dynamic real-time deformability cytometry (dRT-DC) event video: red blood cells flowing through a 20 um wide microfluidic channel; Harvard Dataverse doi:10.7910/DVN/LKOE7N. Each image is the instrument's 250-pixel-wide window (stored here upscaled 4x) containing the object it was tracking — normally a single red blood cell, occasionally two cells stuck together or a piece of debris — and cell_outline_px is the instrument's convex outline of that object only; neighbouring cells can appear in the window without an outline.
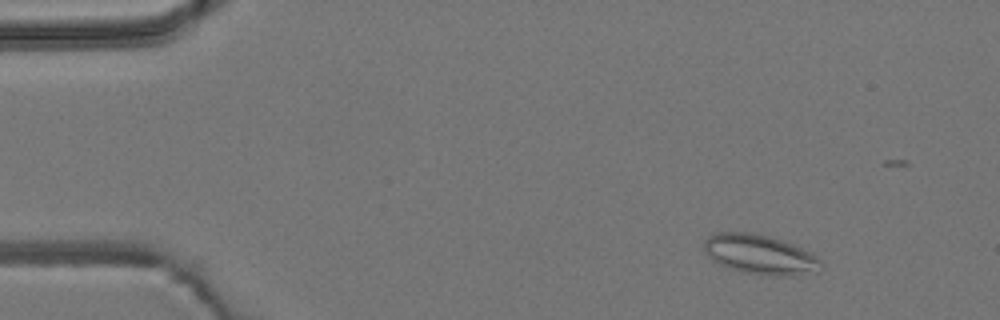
{"species": "common noctule bat (a hibernating species)", "species_latin": "Nyctalus noctula", "temperature_condition": "room temperature", "stored_images_in_passage": 5, "camera_frame_rate_fps": 3000, "um_per_image_px": 0.085, "animal": {"sex": "male", "body_mass_g": 19.2, "forearm_length_mm": 51.8}, "frame": {"image": 1, "passage_image": 1, "time_ms": 0.0, "image_size_px": [1000, 320], "cell_outline_px": [[824, 268], [816, 272], [788, 276], [776, 276], [744, 272], [720, 264], [712, 260], [704, 252], [704, 240], [708, 236], [716, 232], [748, 232], [768, 236], [792, 244], [812, 252], [824, 260]], "centroid_in_image_um": [64.65, 21.63], "position_along_channel_um": 20.3, "area_um2": 27.22}}
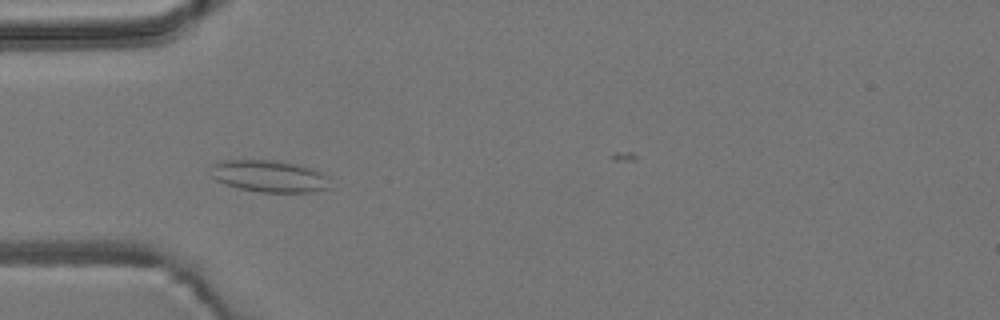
{"frame": {"image": 2, "passage_image": 4, "time_ms": 3.333, "image_size_px": [1000, 320], "cell_outline_px": [[328, 188], [312, 192], [260, 192], [240, 188], [216, 180], [212, 176], [208, 168], [212, 164], [224, 160], [276, 160], [300, 164], [312, 168], [328, 176]], "centroid_in_image_um": [22.87, 14.96], "position_along_channel_um": 62.1, "area_um2": 22.25}}